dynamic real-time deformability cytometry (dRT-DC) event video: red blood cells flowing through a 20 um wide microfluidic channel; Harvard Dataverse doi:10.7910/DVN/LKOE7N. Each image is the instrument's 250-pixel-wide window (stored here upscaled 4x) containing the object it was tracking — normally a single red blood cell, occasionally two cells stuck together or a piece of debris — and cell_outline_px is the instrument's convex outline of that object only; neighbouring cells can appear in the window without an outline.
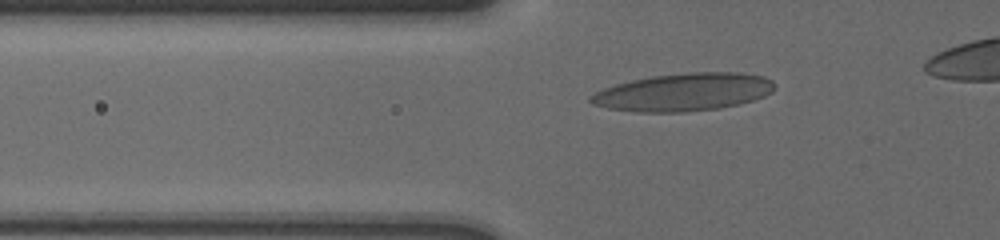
{"species": "human", "species_latin": "Homo sapiens", "temperature_condition": "cold", "stored_images_in_passage": 35, "camera_frame_rate_fps": 3000, "um_per_image_px": 0.085, "donor": {"sex": "male"}, "frame": {"image": 1, "passage_image": 2, "time_ms": 0.333, "image_size_px": [1000, 240], "cell_outline_px": [[776, 88], [772, 92], [764, 96], [740, 104], [720, 108], [684, 112], [640, 112], [608, 108], [592, 104], [588, 100], [588, 96], [604, 88], [616, 84], [632, 80], [652, 76], [688, 72], [740, 72], [764, 76], [772, 80], [776, 84]], "centroid_in_image_um": [58.13, 7.82], "position_along_channel_um": 67.7, "area_um2": 40.69}}
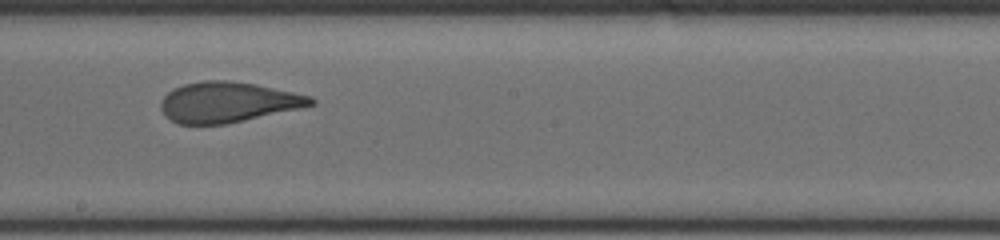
{"frame": {"image": 2, "passage_image": 16, "time_ms": 5.0, "image_size_px": [1000, 240], "cell_outline_px": [[316, 104], [244, 120], [224, 124], [176, 124], [160, 108], [160, 100], [168, 92], [184, 84], [204, 80], [224, 80], [256, 84], [312, 96], [316, 100]], "centroid_in_image_um": [19.37, 8.67], "position_along_channel_um": 228.8, "area_um2": 34.97}}
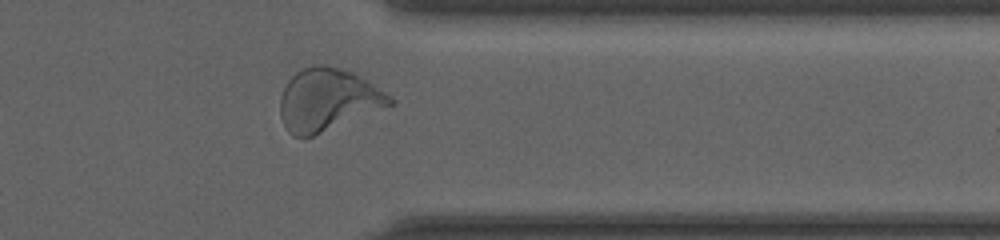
{"frame": {"image": 3, "passage_image": 29, "time_ms": 9.333, "image_size_px": [1000, 240], "cell_outline_px": [[396, 100], [392, 104], [312, 136], [292, 136], [288, 132], [280, 116], [280, 96], [288, 80], [296, 72], [312, 64], [324, 64], [352, 72], [392, 96]], "centroid_in_image_um": [27.82, 8.46], "position_along_channel_um": 383.6, "area_um2": 39.25}}